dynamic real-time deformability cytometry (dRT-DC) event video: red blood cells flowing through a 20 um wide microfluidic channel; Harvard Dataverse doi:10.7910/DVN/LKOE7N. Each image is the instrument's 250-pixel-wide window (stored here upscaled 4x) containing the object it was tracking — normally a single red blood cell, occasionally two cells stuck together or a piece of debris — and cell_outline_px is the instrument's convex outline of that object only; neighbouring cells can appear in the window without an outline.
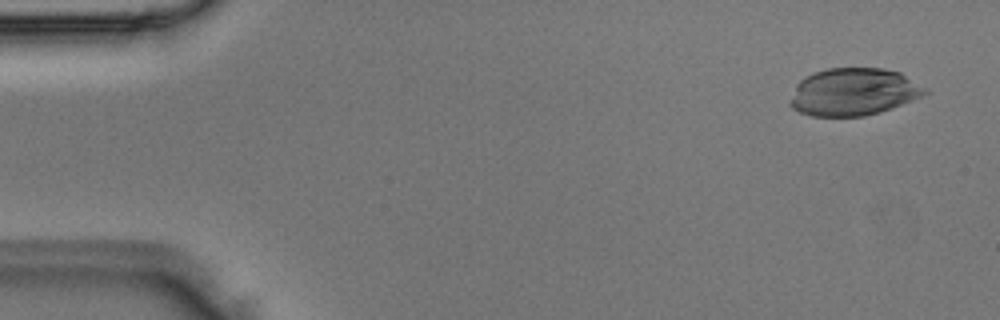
{"species": "Egyptian fruit bat (a non-hibernating species)", "species_latin": "Rousettus aegyptiacus", "temperature_condition": "room temperature", "stored_images_in_passage": 3, "segment_of_instrument_passage": [2, 2], "camera_frame_rate_fps": 3000, "um_per_image_px": 0.085, "animal": {"sex": "male"}, "frame": {"image": 1, "passage_image": 3, "time_ms": 0.667, "image_size_px": [1000, 320], "cell_outline_px": [[928, 92], [920, 96], [892, 108], [880, 112], [864, 116], [812, 116], [800, 112], [792, 108], [788, 104], [796, 84], [800, 80], [816, 72], [828, 68], [884, 68], [900, 72], [924, 88]], "centroid_in_image_um": [72.5, 7.81], "position_along_channel_um": 12.5, "area_um2": 36.93}}